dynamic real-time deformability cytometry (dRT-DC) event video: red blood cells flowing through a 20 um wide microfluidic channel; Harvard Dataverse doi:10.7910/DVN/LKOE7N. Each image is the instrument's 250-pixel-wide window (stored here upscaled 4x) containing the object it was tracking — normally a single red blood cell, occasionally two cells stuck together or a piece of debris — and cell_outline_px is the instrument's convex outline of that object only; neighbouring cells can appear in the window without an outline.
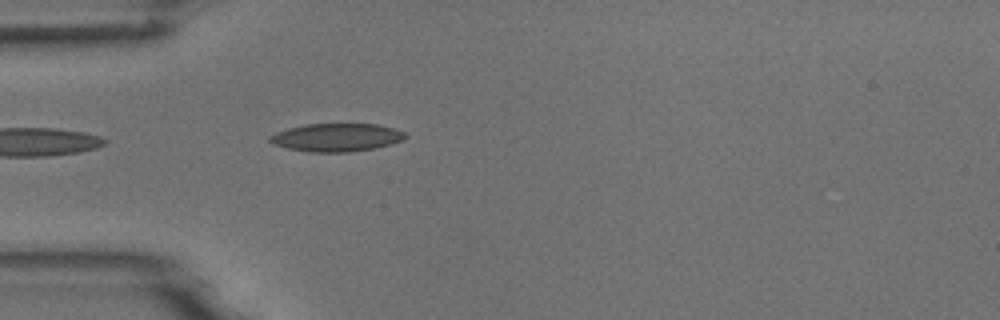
{"species": "common noctule bat (a hibernating species)", "species_latin": "Nyctalus noctula", "temperature_condition": "room temperature", "stored_images_in_passage": 4, "camera_frame_rate_fps": 3000, "um_per_image_px": 0.085, "animal": {"sex": "male", "body_mass_g": 18.8}, "frame": {"image": 1, "passage_image": 4, "time_ms": 3.333, "image_size_px": [1000, 320], "cell_outline_px": [[408, 136], [404, 140], [392, 144], [376, 148], [352, 152], [308, 152], [288, 148], [272, 144], [268, 140], [268, 136], [276, 132], [288, 128], [304, 124], [376, 124], [396, 128], [404, 132]], "centroid_in_image_um": [28.62, 11.68], "position_along_channel_um": 56.4, "area_um2": 22.48}}